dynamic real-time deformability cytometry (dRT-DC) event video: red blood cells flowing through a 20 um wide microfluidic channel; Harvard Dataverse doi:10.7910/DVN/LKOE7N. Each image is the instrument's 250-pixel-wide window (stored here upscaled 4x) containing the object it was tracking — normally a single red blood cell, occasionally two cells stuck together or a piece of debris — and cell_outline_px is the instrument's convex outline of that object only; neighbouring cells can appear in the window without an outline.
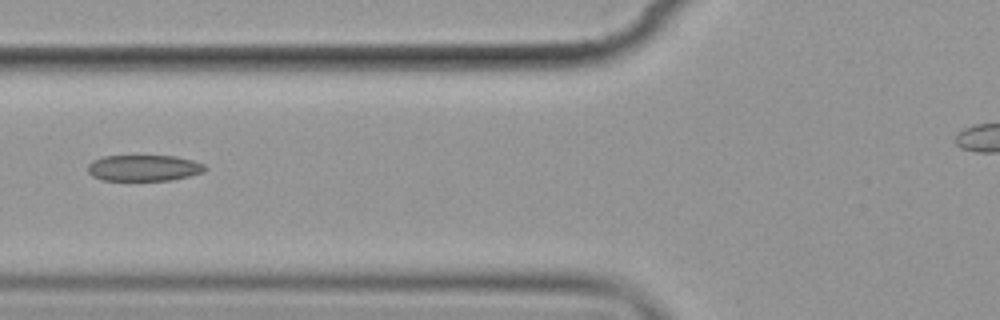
{"species": "common noctule bat (a hibernating species)", "species_latin": "Nyctalus noctula", "temperature_condition": "cold", "stored_images_in_passage": 10, "segment_of_instrument_passage": [1, 2], "camera_frame_rate_fps": 3000, "um_per_image_px": 0.085, "animal": {"sex": "female", "body_mass_g": 19.9}, "frame": {"image": 1, "passage_image": 4, "time_ms": 3.667, "image_size_px": [1000, 320], "cell_outline_px": [[208, 168], [204, 172], [172, 180], [100, 180], [92, 176], [88, 172], [88, 164], [92, 160], [104, 156], [176, 156], [192, 160], [204, 164]], "centroid_in_image_um": [12.22, 14.28], "position_along_channel_um": 113.6, "area_um2": 17.92}}
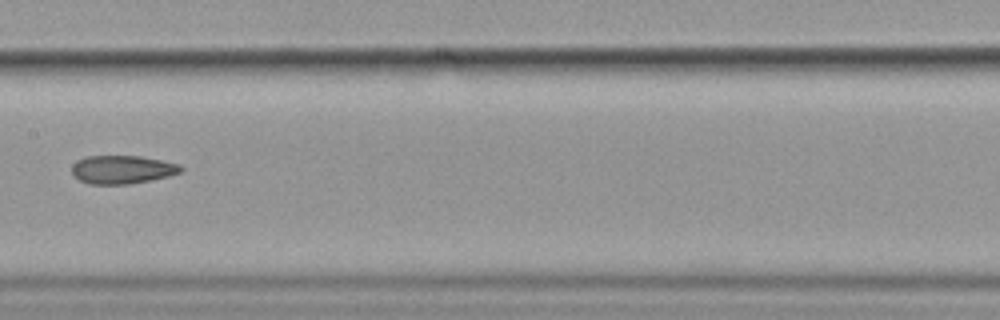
{"frame": {"image": 2, "passage_image": 6, "time_ms": 6.0, "image_size_px": [1000, 320], "cell_outline_px": [[184, 168], [180, 172], [168, 176], [128, 184], [88, 184], [80, 180], [72, 172], [72, 164], [76, 160], [88, 156], [140, 156], [180, 164]], "centroid_in_image_um": [10.38, 14.4], "position_along_channel_um": 197.0, "area_um2": 17.86}}
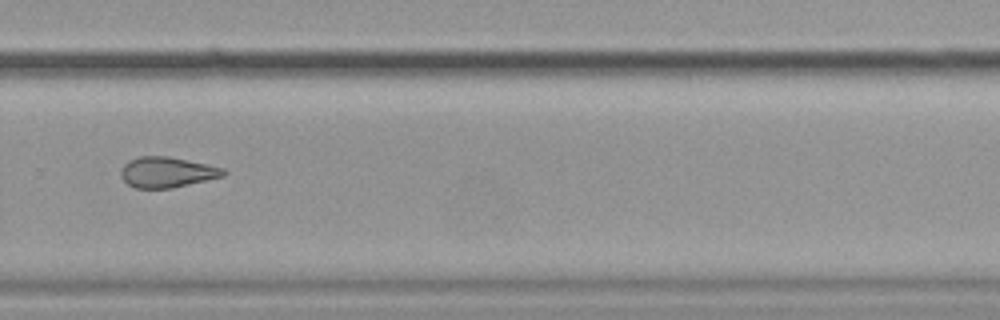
{"frame": {"image": 3, "passage_image": 9, "time_ms": 9.333, "image_size_px": [1000, 320], "cell_outline_px": [[228, 172], [224, 176], [172, 188], [136, 188], [128, 184], [120, 176], [120, 168], [128, 160], [140, 156], [168, 156], [224, 168]], "centroid_in_image_um": [14.17, 14.63], "position_along_channel_um": 315.6, "area_um2": 18.26}}